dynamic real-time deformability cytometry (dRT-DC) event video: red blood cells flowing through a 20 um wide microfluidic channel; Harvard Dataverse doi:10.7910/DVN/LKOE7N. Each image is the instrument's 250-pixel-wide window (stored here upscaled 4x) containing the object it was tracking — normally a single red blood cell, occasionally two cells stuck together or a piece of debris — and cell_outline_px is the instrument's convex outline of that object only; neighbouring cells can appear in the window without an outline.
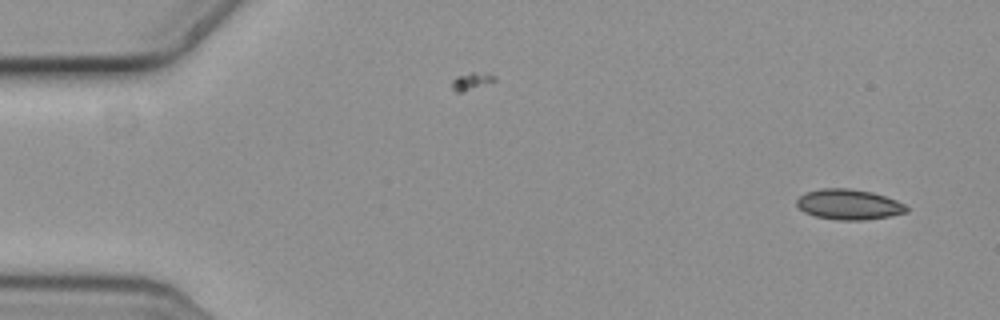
{"species": "common noctule bat (a hibernating species)", "species_latin": "Nyctalus noctula", "temperature_condition": "cold", "stored_images_in_passage": 6, "segment_of_instrument_passage": [1, 2], "camera_frame_rate_fps": 3000, "um_per_image_px": 0.085, "animal": {"sex": "female", "body_mass_g": 19.3, "forearm_length_mm": 54.1}, "frame": {"image": 1, "passage_image": 1, "time_ms": 0.0, "image_size_px": [1000, 320], "cell_outline_px": [[908, 212], [888, 216], [864, 220], [836, 220], [816, 216], [804, 212], [796, 204], [796, 200], [800, 196], [808, 192], [820, 188], [848, 188], [872, 192], [896, 200], [904, 204], [908, 208]], "centroid_in_image_um": [72.14, 17.38], "position_along_channel_um": 12.9, "area_um2": 19.31}}